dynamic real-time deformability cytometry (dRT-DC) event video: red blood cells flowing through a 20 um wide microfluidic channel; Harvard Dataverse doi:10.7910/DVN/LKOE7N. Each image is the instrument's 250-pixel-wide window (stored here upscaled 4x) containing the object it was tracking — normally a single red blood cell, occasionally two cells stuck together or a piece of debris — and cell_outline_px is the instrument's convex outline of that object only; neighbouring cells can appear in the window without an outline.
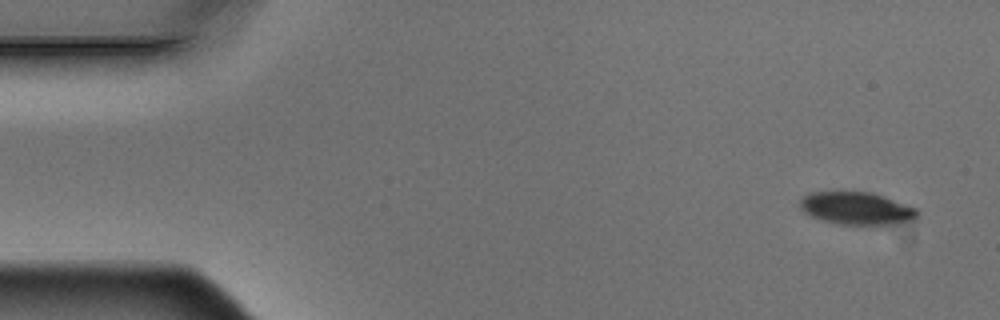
{"species": "Egyptian fruit bat (a non-hibernating species)", "species_latin": "Rousettus aegyptiacus", "temperature_condition": "warm", "stored_images_in_passage": 7, "camera_frame_rate_fps": 3000, "um_per_image_px": 0.085, "animal": {"sex": "male"}, "frame": {"image": 1, "passage_image": 1, "time_ms": 0.0, "image_size_px": [1000, 320], "cell_outline_px": [[916, 220], [896, 224], [840, 224], [820, 220], [804, 212], [800, 208], [800, 200], [804, 196], [812, 192], [872, 192], [884, 196], [916, 208]], "centroid_in_image_um": [72.81, 17.71], "position_along_channel_um": 12.2, "area_um2": 22.14}}
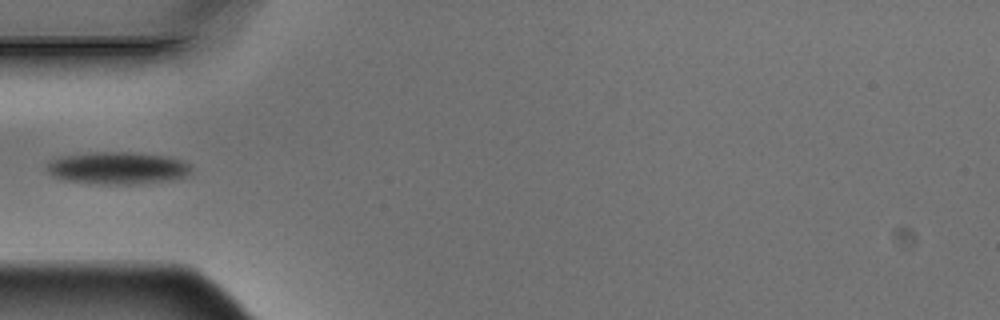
{"frame": {"image": 2, "passage_image": 5, "time_ms": 1.333, "image_size_px": [1000, 320], "cell_outline_px": [[192, 168], [184, 176], [172, 180], [140, 184], [100, 184], [64, 180], [52, 176], [44, 168], [52, 160], [60, 156], [92, 152], [136, 152], [168, 156], [180, 160], [188, 164]], "centroid_in_image_um": [9.96, 14.28], "position_along_channel_um": 75.0, "area_um2": 27.34}}
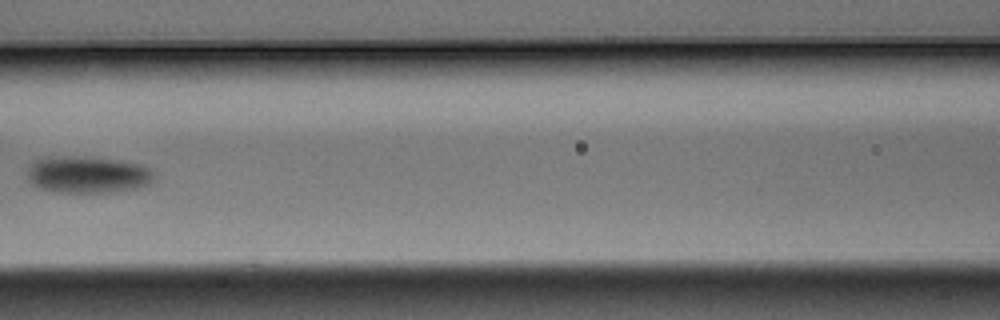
{"frame": {"image": 3, "passage_image": 7, "time_ms": 2.0, "image_size_px": [1000, 320], "cell_outline_px": [[152, 180], [148, 184], [132, 188], [108, 192], [56, 192], [40, 188], [32, 184], [28, 180], [28, 168], [32, 160], [124, 160], [144, 164], [152, 172]], "centroid_in_image_um": [7.48, 14.9], "position_along_channel_um": 159.1, "area_um2": 25.61}}